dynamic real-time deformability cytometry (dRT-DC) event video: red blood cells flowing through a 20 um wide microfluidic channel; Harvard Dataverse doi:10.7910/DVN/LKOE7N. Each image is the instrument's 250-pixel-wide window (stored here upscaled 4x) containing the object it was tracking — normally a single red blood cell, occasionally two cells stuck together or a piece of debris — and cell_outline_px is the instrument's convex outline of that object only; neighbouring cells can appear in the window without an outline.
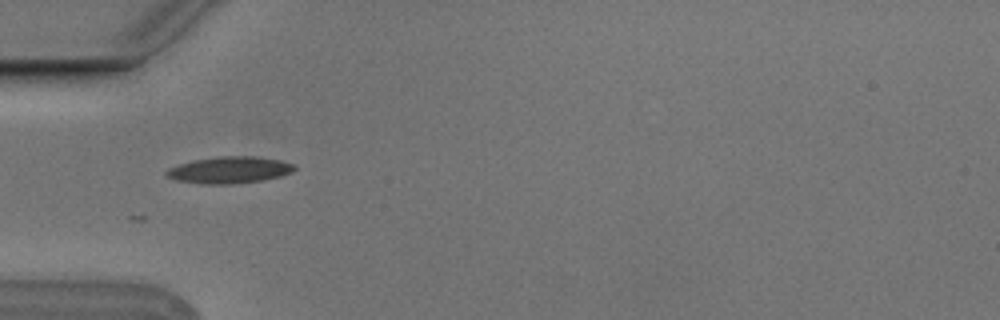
{"species": "Egyptian fruit bat (a non-hibernating species)", "species_latin": "Rousettus aegyptiacus", "temperature_condition": "cold", "stored_images_in_passage": 4, "camera_frame_rate_fps": 3000, "um_per_image_px": 0.085, "animal": {"sex": "male"}, "frame": {"image": 1, "passage_image": 2, "time_ms": 0.333, "image_size_px": [1000, 320], "cell_outline_px": [[296, 168], [292, 172], [280, 176], [260, 180], [232, 184], [200, 184], [176, 180], [168, 176], [164, 172], [168, 168], [192, 160], [216, 156], [256, 156], [280, 160], [296, 164]], "centroid_in_image_um": [19.5, 14.44], "position_along_channel_um": 65.5, "area_um2": 20.0}}